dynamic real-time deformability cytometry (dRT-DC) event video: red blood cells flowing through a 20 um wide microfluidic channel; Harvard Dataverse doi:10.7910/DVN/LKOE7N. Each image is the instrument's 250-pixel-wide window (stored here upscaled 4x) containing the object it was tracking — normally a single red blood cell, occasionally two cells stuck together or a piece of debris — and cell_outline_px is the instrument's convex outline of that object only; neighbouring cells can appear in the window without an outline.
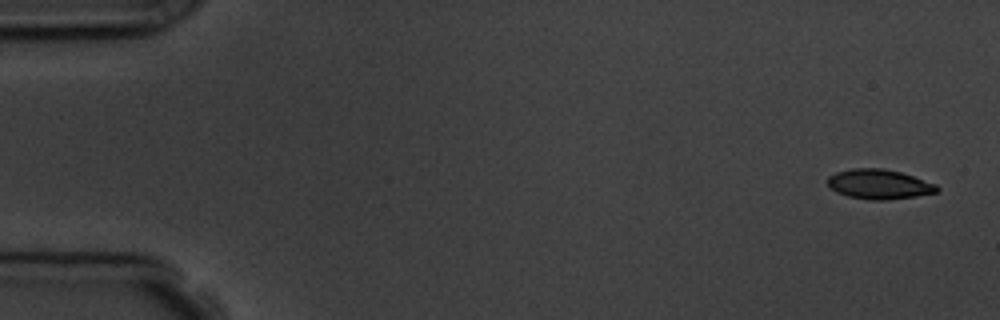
{"species": "common noctule bat (a hibernating species)", "species_latin": "Nyctalus noctula", "temperature_condition": "room temperature", "stored_images_in_passage": 5, "camera_frame_rate_fps": 3000, "um_per_image_px": 0.085, "animal": {"sex": "male", "body_mass_g": 19.5, "forearm_length_mm": 54.6}, "frame": {"image": 1, "passage_image": 1, "time_ms": 0.0, "image_size_px": [1000, 320], "cell_outline_px": [[940, 188], [936, 192], [916, 196], [884, 200], [872, 200], [848, 196], [836, 192], [828, 188], [828, 176], [836, 172], [852, 168], [884, 168], [900, 172], [936, 184]], "centroid_in_image_um": [74.69, 15.65], "position_along_channel_um": 10.3, "area_um2": 18.9}}
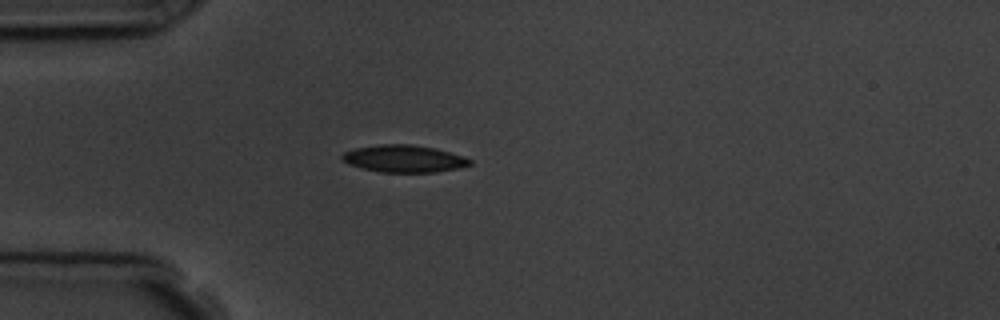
{"frame": {"image": 2, "passage_image": 4, "time_ms": 4.333, "image_size_px": [1000, 320], "cell_outline_px": [[472, 164], [456, 168], [436, 172], [380, 172], [348, 164], [340, 156], [344, 152], [356, 148], [380, 144], [412, 144], [436, 148], [464, 156], [472, 160]], "centroid_in_image_um": [34.36, 13.48], "position_along_channel_um": 50.6, "area_um2": 20.17}}